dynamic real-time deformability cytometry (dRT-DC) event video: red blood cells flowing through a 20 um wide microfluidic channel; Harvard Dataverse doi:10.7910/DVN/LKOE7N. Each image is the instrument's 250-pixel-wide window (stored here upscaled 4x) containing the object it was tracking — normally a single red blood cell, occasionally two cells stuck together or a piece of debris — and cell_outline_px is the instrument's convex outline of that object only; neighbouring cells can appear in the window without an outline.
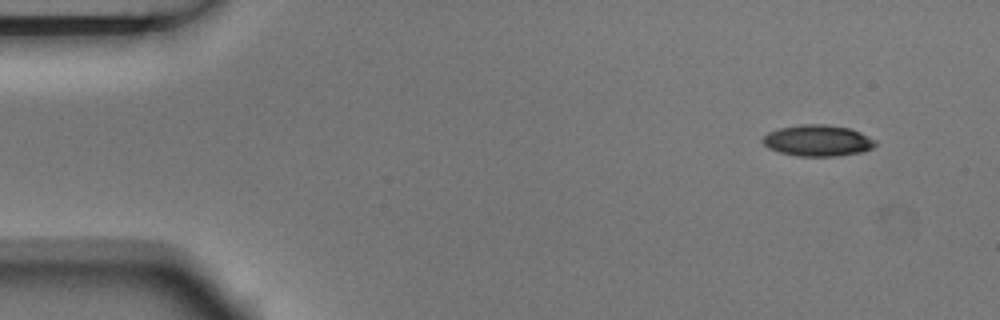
{"species": "Egyptian fruit bat (a non-hibernating species)", "species_latin": "Rousettus aegyptiacus", "temperature_condition": "room temperature", "stored_images_in_passage": 4, "camera_frame_rate_fps": 3000, "um_per_image_px": 0.085, "animal": {"sex": "male"}, "frame": {"image": 1, "passage_image": 2, "time_ms": 0.333, "image_size_px": [1000, 320], "cell_outline_px": [[876, 144], [872, 148], [860, 152], [840, 156], [796, 156], [780, 152], [768, 148], [760, 140], [768, 132], [780, 128], [800, 124], [824, 124], [852, 128], [876, 140]], "centroid_in_image_um": [69.5, 11.94], "position_along_channel_um": 15.5, "area_um2": 20.63}}